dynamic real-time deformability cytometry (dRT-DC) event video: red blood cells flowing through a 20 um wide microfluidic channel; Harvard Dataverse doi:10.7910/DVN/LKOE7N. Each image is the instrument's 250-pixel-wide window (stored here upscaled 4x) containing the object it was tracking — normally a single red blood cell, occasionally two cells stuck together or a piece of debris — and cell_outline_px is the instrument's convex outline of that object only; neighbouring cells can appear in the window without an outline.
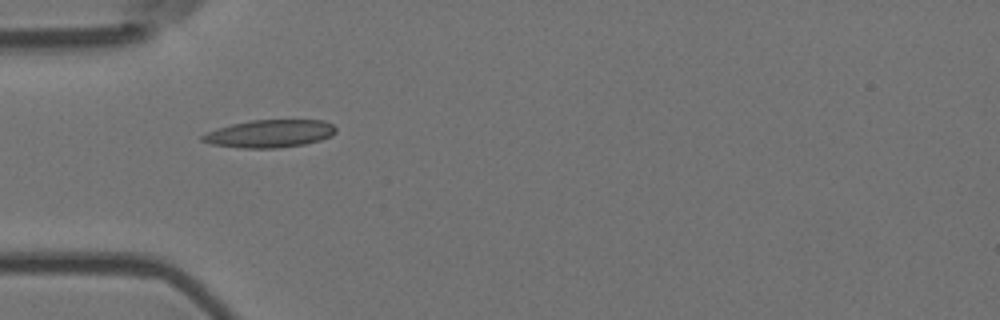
{"species": "Egyptian fruit bat (a non-hibernating species)", "species_latin": "Rousettus aegyptiacus", "temperature_condition": "room temperature", "stored_images_in_passage": 6, "camera_frame_rate_fps": 3000, "um_per_image_px": 0.085, "animal": {"sex": "female"}, "frame": {"image": 1, "passage_image": 5, "time_ms": 1.333, "image_size_px": [1000, 320], "cell_outline_px": [[336, 132], [332, 136], [320, 140], [304, 144], [276, 148], [244, 148], [212, 144], [200, 140], [200, 136], [216, 128], [232, 124], [252, 120], [324, 120], [332, 124], [336, 128]], "centroid_in_image_um": [22.94, 11.35], "position_along_channel_um": 62.1, "area_um2": 21.5}}
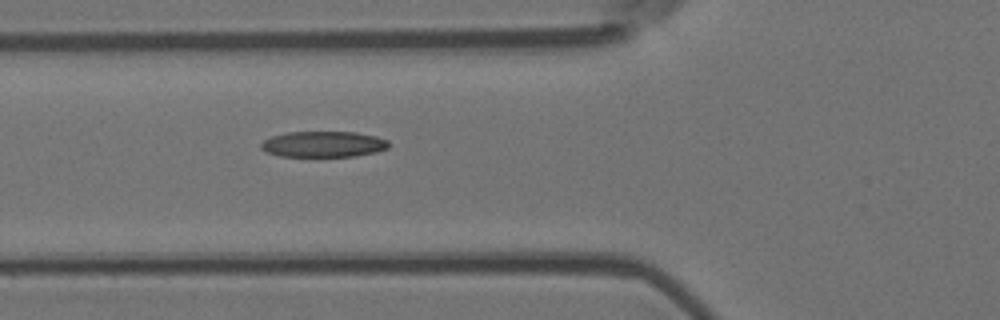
{"frame": {"image": 2, "passage_image": 6, "time_ms": 1.667, "image_size_px": [1000, 320], "cell_outline_px": [[388, 148], [376, 152], [352, 156], [280, 156], [268, 152], [260, 148], [260, 144], [264, 140], [272, 136], [288, 132], [356, 132], [376, 136], [388, 140]], "centroid_in_image_um": [27.49, 12.25], "position_along_channel_um": 98.3, "area_um2": 19.13}}